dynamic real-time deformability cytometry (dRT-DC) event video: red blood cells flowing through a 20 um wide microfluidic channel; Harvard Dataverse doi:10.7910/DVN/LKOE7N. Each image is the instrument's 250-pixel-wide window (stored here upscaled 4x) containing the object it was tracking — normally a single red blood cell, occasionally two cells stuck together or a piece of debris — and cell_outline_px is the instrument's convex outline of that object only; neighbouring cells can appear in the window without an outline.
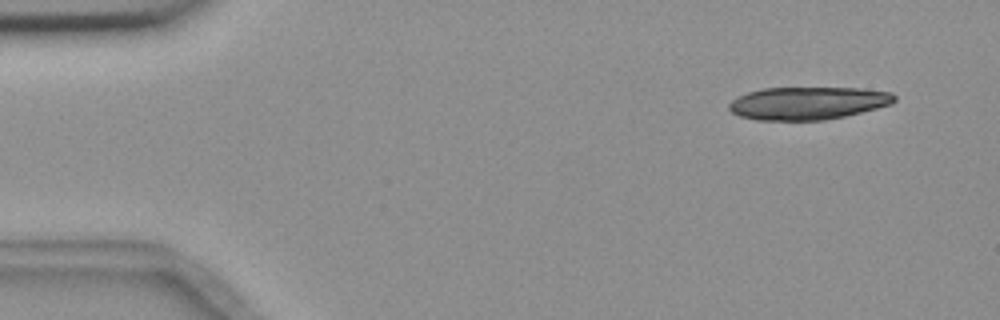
{"species": "common noctule bat (a hibernating species)", "species_latin": "Nyctalus noctula", "temperature_condition": "room temperature", "stored_images_in_passage": 6, "camera_frame_rate_fps": 3000, "um_per_image_px": 0.085, "animal": {"sex": "female", "body_mass_g": 18.4}, "frame": {"image": 1, "passage_image": 2, "time_ms": 1.0, "image_size_px": [1000, 320], "cell_outline_px": [[896, 100], [892, 104], [844, 116], [824, 120], [756, 120], [740, 116], [732, 112], [728, 108], [728, 104], [732, 100], [748, 92], [764, 88], [860, 88], [892, 92], [896, 96]], "centroid_in_image_um": [68.68, 8.76], "position_along_channel_um": 16.3, "area_um2": 31.5}}
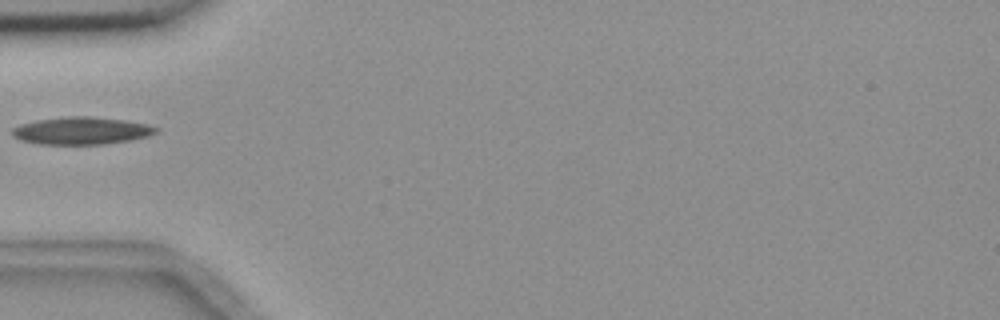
{"frame": {"image": 2, "passage_image": 6, "time_ms": 5.667, "image_size_px": [1000, 320], "cell_outline_px": [[160, 128], [156, 132], [148, 136], [132, 140], [104, 144], [40, 144], [20, 140], [12, 136], [12, 128], [20, 124], [36, 120], [68, 116], [92, 116], [124, 120], [148, 124]], "centroid_in_image_um": [6.93, 11.11], "position_along_channel_um": 78.1, "area_um2": 23.12}}